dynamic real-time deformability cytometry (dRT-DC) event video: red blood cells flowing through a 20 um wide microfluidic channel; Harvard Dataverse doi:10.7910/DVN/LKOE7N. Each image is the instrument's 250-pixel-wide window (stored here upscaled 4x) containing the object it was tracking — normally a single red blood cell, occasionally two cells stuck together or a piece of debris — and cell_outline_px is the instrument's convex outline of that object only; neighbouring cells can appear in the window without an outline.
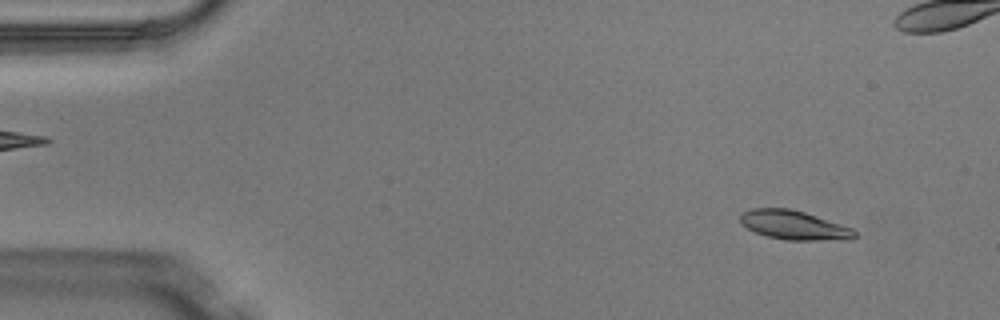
{"species": "Egyptian fruit bat (a non-hibernating species)", "species_latin": "Rousettus aegyptiacus", "temperature_condition": "warm", "stored_images_in_passage": 4, "camera_frame_rate_fps": 3000, "um_per_image_px": 0.085, "animal": {"sex": "male"}, "frame": {"image": 1, "passage_image": 1, "time_ms": 0.0, "image_size_px": [1000, 320], "cell_outline_px": [[856, 236], [852, 240], [784, 240], [768, 236], [756, 232], [740, 224], [740, 216], [744, 212], [752, 208], [788, 208], [804, 212], [852, 228], [856, 232]], "centroid_in_image_um": [67.5, 19.15], "position_along_channel_um": 17.5, "area_um2": 19.31}}